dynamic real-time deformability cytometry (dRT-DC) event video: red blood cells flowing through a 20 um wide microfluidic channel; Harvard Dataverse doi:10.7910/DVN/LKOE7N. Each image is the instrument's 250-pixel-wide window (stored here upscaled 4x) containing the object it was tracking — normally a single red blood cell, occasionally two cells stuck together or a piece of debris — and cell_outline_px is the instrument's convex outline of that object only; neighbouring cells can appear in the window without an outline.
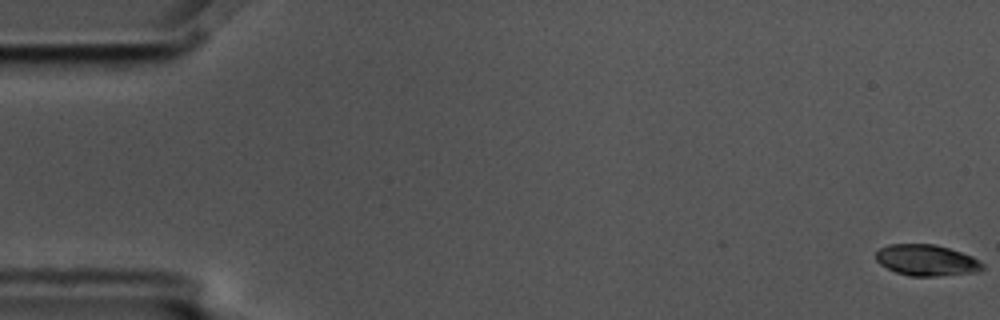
{"species": "common noctule bat (a hibernating species)", "species_latin": "Nyctalus noctula", "temperature_condition": "cold", "stored_images_in_passage": 5, "camera_frame_rate_fps": 3000, "um_per_image_px": 0.085, "animal": {"sex": "male", "body_mass_g": 17.5, "forearm_length_mm": 52.3}, "frame": {"image": 1, "passage_image": 1, "time_ms": 0.0, "image_size_px": [1000, 320], "cell_outline_px": [[984, 268], [980, 272], [936, 276], [908, 276], [896, 272], [880, 264], [876, 260], [876, 252], [880, 248], [888, 244], [936, 244], [972, 256], [984, 264]], "centroid_in_image_um": [78.77, 22.12], "position_along_channel_um": 6.2, "area_um2": 19.42}}
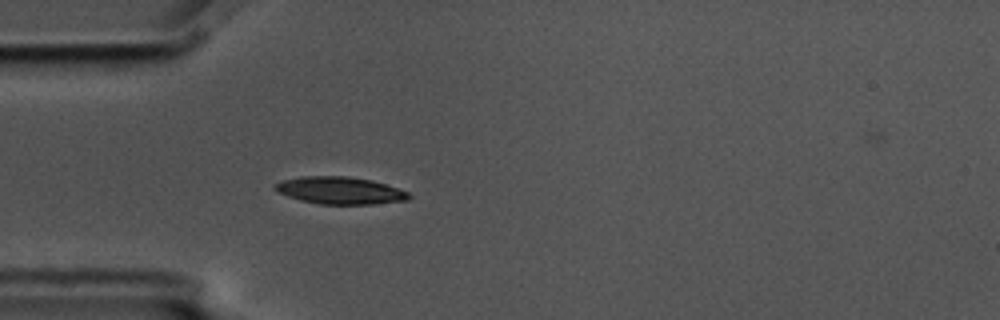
{"frame": {"image": 2, "passage_image": 5, "time_ms": 1.333, "image_size_px": [1000, 320], "cell_outline_px": [[412, 196], [408, 200], [372, 204], [320, 204], [300, 200], [288, 196], [280, 192], [276, 188], [276, 184], [284, 180], [300, 176], [348, 176], [372, 180], [408, 192]], "centroid_in_image_um": [28.94, 16.19], "position_along_channel_um": 56.1, "area_um2": 20.98}}